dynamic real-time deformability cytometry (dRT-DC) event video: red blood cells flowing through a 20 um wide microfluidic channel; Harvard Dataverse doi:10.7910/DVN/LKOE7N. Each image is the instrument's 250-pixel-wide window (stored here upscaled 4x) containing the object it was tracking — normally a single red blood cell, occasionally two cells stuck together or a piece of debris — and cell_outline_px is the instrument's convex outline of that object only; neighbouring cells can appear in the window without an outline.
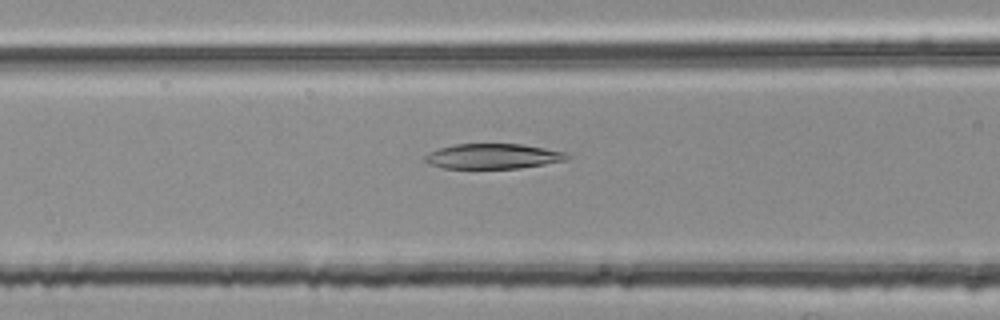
{"species": "common noctule bat (a hibernating species)", "species_latin": "Nyctalus noctula", "temperature_condition": "room temperature", "stored_images_in_passage": 46, "camera_frame_rate_fps": 3000, "um_per_image_px": 0.085, "animal": {"sex": "female", "body_mass_g": 25.1}, "frame": {"image": 1, "passage_image": 14, "time_ms": 4.333, "image_size_px": [1000, 320], "cell_outline_px": [[572, 156], [564, 160], [544, 164], [520, 168], [444, 168], [432, 164], [424, 160], [424, 156], [428, 152], [440, 148], [456, 144], [520, 144], [568, 152]], "centroid_in_image_um": [41.93, 13.28], "position_along_channel_um": 124.7, "area_um2": 20.63}}
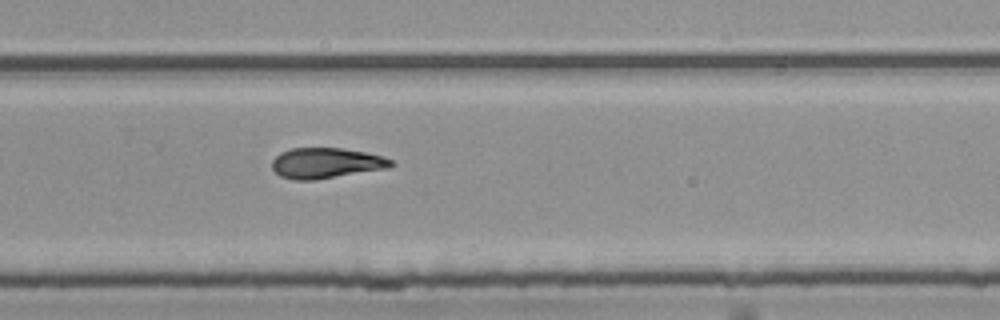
{"frame": {"image": 2, "passage_image": 28, "time_ms": 9.0, "image_size_px": [1000, 320], "cell_outline_px": [[396, 164], [388, 168], [312, 180], [296, 180], [280, 176], [272, 168], [272, 160], [280, 152], [292, 148], [340, 148], [364, 152], [384, 156], [392, 160]], "centroid_in_image_um": [27.72, 13.85], "position_along_channel_um": 302.1, "area_um2": 21.04}}
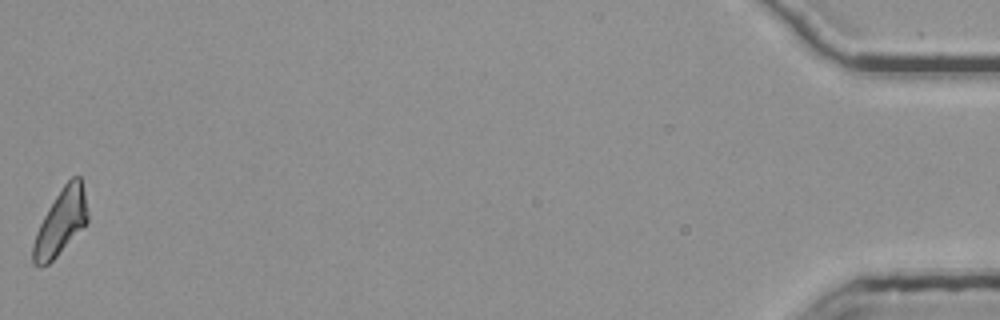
{"frame": {"image": 3, "passage_image": 46, "time_ms": 15.0, "image_size_px": [1000, 320], "cell_outline_px": [[88, 224], [48, 264], [40, 268], [32, 264], [32, 244], [36, 232], [48, 208], [64, 184], [72, 176], [80, 176], [84, 192], [88, 212]], "centroid_in_image_um": [5.16, 18.92], "position_along_channel_um": 430.0, "area_um2": 20.92}, "authors_computed_cell_mechanics": {"area_um2": 21.2704, "velocity_mm_per_s": 3.8098, "shape_relaxation_time_tau1_ms": null, "shape_relaxation_time_tau2_ms": 7.422, "deformation_change_tau1": null, "deformation_change_tau2": 0.1615}}